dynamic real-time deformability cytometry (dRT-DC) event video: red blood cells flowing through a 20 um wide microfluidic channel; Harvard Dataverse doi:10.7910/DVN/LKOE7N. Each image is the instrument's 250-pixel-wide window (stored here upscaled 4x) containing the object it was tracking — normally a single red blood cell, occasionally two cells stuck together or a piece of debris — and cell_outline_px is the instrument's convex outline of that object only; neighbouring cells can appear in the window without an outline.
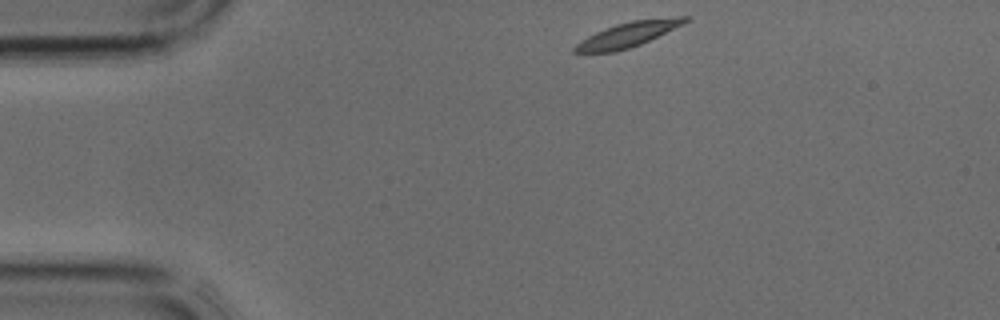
{"species": "common noctule bat (a hibernating species)", "species_latin": "Nyctalus noctula", "temperature_condition": "cold", "stored_images_in_passage": 34, "camera_frame_rate_fps": 3000, "um_per_image_px": 0.085, "animal": {"sex": "male", "body_mass_g": 17.9, "forearm_length_mm": 54.2}, "frame": {"image": 1, "passage_image": 1, "time_ms": 0.0, "image_size_px": [1000, 320], "cell_outline_px": [[692, 16], [684, 24], [640, 44], [616, 52], [572, 52], [572, 48], [580, 40], [596, 32], [616, 24], [632, 20], [676, 16]], "centroid_in_image_um": [53.39, 2.92], "position_along_channel_um": 31.6, "area_um2": 15.95}}
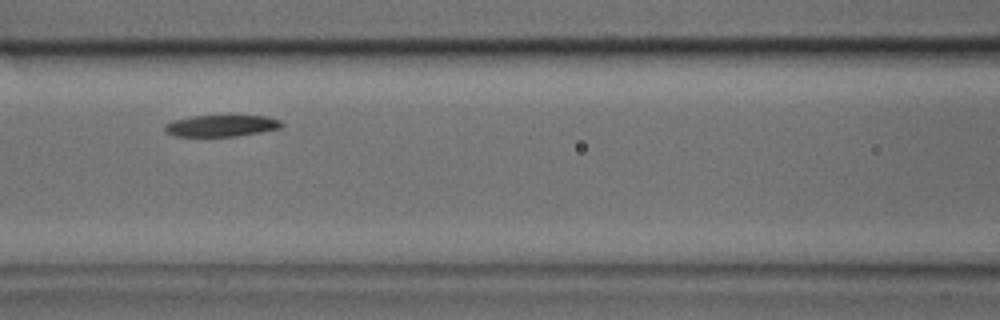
{"frame": {"image": 2, "passage_image": 11, "time_ms": 3.333, "image_size_px": [1000, 320], "cell_outline_px": [[284, 124], [280, 128], [260, 132], [236, 136], [176, 136], [164, 132], [164, 124], [172, 120], [192, 116], [228, 112], [264, 116], [280, 120]], "centroid_in_image_um": [18.81, 10.63], "position_along_channel_um": 147.8, "area_um2": 15.66}}
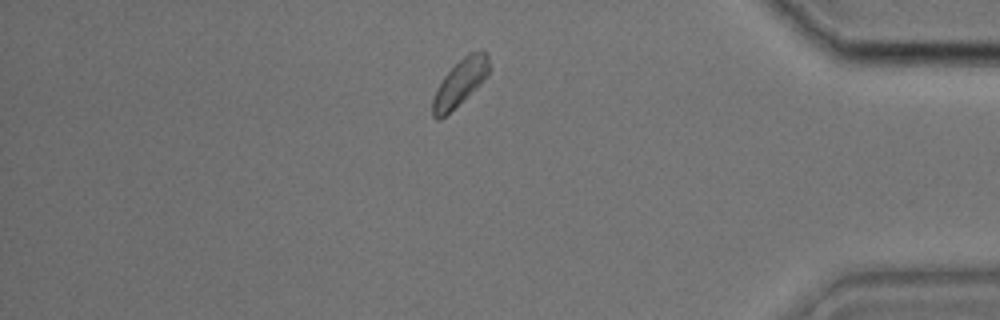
{"frame": {"image": 3, "passage_image": 28, "time_ms": 9.0, "image_size_px": [1000, 320], "cell_outline_px": [[488, 76], [476, 88], [440, 120], [436, 120], [432, 116], [432, 100], [436, 88], [444, 76], [464, 56], [480, 48], [484, 48], [488, 56]], "centroid_in_image_um": [39.09, 7.02], "position_along_channel_um": 396.1, "area_um2": 15.14}}